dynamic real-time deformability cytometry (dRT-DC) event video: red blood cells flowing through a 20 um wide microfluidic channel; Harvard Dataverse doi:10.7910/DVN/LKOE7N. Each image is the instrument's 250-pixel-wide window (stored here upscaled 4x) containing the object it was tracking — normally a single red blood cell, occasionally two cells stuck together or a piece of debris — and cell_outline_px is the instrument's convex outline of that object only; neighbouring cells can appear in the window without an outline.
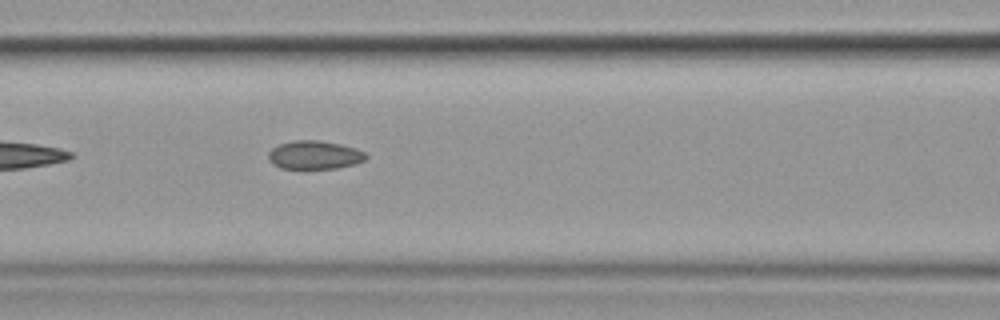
{"species": "common noctule bat (a hibernating species)", "species_latin": "Nyctalus noctula", "temperature_condition": "cold", "stored_images_in_passage": 7, "camera_frame_rate_fps": 3000, "um_per_image_px": 0.085, "animal": {"sex": "female", "body_mass_g": 19.9}, "frame": {"image": 1, "passage_image": 7, "time_ms": 7.0, "image_size_px": [1000, 320], "cell_outline_px": [[368, 156], [364, 160], [356, 164], [336, 168], [280, 168], [272, 164], [268, 160], [268, 152], [272, 148], [280, 144], [292, 140], [320, 140], [340, 144], [356, 148], [364, 152]], "centroid_in_image_um": [26.72, 13.17], "position_along_channel_um": 139.9, "area_um2": 16.24}}